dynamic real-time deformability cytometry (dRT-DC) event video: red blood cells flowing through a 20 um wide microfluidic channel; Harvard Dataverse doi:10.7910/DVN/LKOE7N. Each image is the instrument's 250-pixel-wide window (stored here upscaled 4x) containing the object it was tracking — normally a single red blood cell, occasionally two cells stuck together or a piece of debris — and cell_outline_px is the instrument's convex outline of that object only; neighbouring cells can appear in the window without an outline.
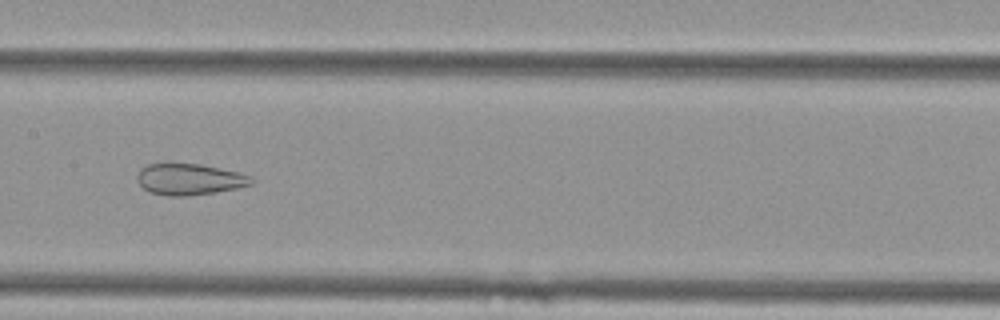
{"species": "Egyptian fruit bat (a non-hibernating species)", "species_latin": "Rousettus aegyptiacus", "temperature_condition": "cold", "stored_images_in_passage": 49, "camera_frame_rate_fps": 3000, "um_per_image_px": 0.085, "animal": {"sex": "female"}, "frame": {"image": 1, "passage_image": 27, "time_ms": 8.667, "image_size_px": [1000, 320], "cell_outline_px": [[252, 184], [236, 188], [216, 192], [188, 196], [168, 196], [148, 192], [136, 180], [136, 176], [140, 168], [148, 164], [200, 164], [236, 172], [248, 176], [252, 180]], "centroid_in_image_um": [16.03, 15.25], "position_along_channel_um": 191.4, "area_um2": 20.58}}
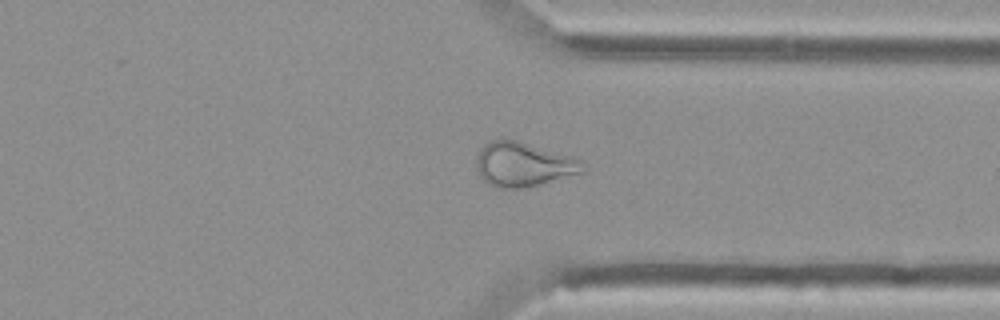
{"frame": {"image": 2, "passage_image": 41, "time_ms": 13.333, "image_size_px": [1000, 320], "cell_outline_px": [[584, 172], [520, 188], [496, 188], [488, 184], [476, 172], [476, 156], [480, 148], [488, 140], [496, 136], [500, 136], [516, 140], [572, 156], [580, 160], [584, 168]], "centroid_in_image_um": [44.38, 13.93], "position_along_channel_um": 367.0, "area_um2": 27.69}}
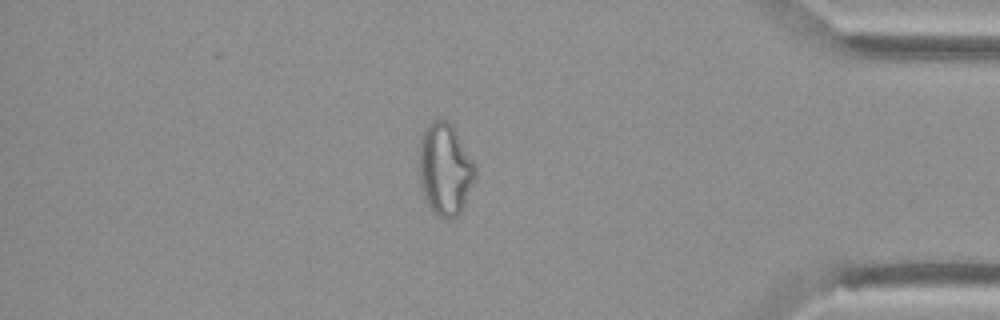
{"frame": {"image": 3, "passage_image": 46, "time_ms": 15.0, "image_size_px": [1000, 320], "cell_outline_px": [[476, 176], [460, 212], [452, 220], [448, 220], [432, 212], [428, 208], [424, 200], [420, 184], [416, 164], [420, 140], [424, 128], [432, 120], [448, 120], [456, 128], [476, 164]], "centroid_in_image_um": [37.79, 14.36], "position_along_channel_um": 397.4, "area_um2": 31.21}, "authors_computed_cell_mechanics": {"area_um2": 28.7266, "velocity_mm_per_s": 3.7791, "shape_relaxation_time_tau1_ms": null, "shape_relaxation_time_tau2_ms": 1.8516, "deformation_change_tau1": null, "deformation_change_tau2": 0.104}}